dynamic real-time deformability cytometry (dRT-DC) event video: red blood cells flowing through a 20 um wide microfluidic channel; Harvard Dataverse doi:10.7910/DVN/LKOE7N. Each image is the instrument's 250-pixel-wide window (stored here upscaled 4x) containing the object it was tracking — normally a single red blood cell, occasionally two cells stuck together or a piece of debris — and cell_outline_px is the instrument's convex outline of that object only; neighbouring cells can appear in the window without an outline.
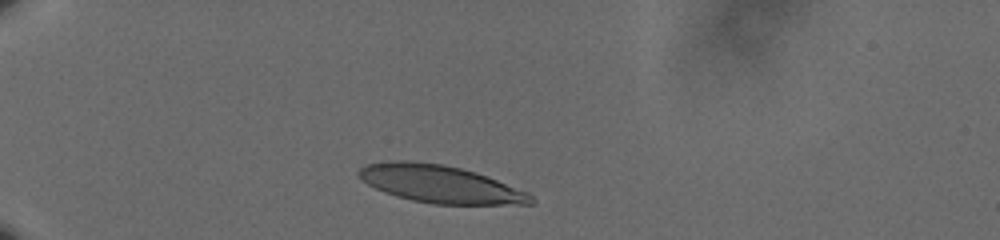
{"species": "human", "species_latin": "Homo sapiens", "temperature_condition": "cold", "stored_images_in_passage": 38, "camera_frame_rate_fps": 3000, "um_per_image_px": 0.085, "donor": {"sex": "male"}, "frame": {"image": 1, "passage_image": 1, "time_ms": 0.0, "image_size_px": [1000, 240], "cell_outline_px": [[536, 204], [432, 204], [412, 200], [396, 196], [384, 192], [368, 184], [356, 172], [364, 164], [388, 160], [408, 160], [444, 164], [476, 172], [528, 192], [536, 200]], "centroid_in_image_um": [37.4, 15.63], "position_along_channel_um": 47.6, "area_um2": 37.74}}
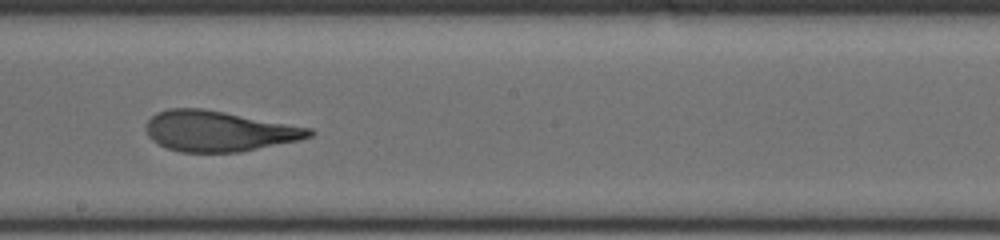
{"frame": {"image": 2, "passage_image": 20, "time_ms": 6.333, "image_size_px": [1000, 240], "cell_outline_px": [[316, 132], [312, 136], [300, 140], [240, 152], [180, 152], [168, 148], [152, 140], [148, 136], [144, 128], [148, 120], [156, 112], [168, 108], [200, 108], [224, 112], [312, 128]], "centroid_in_image_um": [18.59, 11.14], "position_along_channel_um": 229.6, "area_um2": 38.55}}
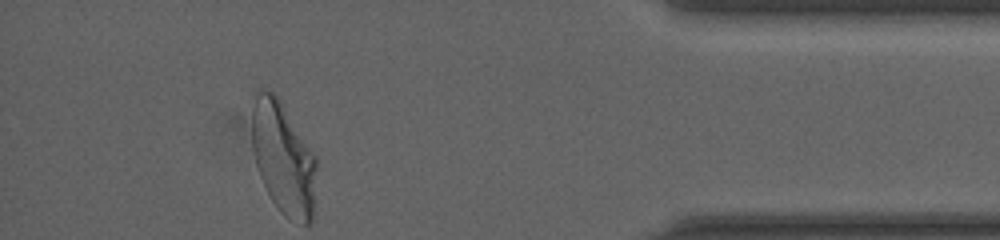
{"frame": {"image": 3, "passage_image": 38, "time_ms": 12.333, "image_size_px": [1000, 240], "cell_outline_px": [[316, 168], [312, 224], [304, 224], [288, 220], [280, 212], [272, 200], [260, 176], [256, 164], [252, 148], [252, 104], [256, 88], [260, 88], [272, 92], [280, 100], [316, 156]], "centroid_in_image_um": [24.07, 13.44], "position_along_channel_um": 411.1, "area_um2": 42.43}, "authors_computed_cell_mechanics": {"area_um2": 38.9572, "velocity_mm_per_s": 3.6046, "shape_relaxation_time_tau1_ms": 5.1398, "shape_relaxation_time_tau2_ms": 1.0968, "deformation_change_tau1": 0.2182, "deformation_change_tau2": 0.0929}}